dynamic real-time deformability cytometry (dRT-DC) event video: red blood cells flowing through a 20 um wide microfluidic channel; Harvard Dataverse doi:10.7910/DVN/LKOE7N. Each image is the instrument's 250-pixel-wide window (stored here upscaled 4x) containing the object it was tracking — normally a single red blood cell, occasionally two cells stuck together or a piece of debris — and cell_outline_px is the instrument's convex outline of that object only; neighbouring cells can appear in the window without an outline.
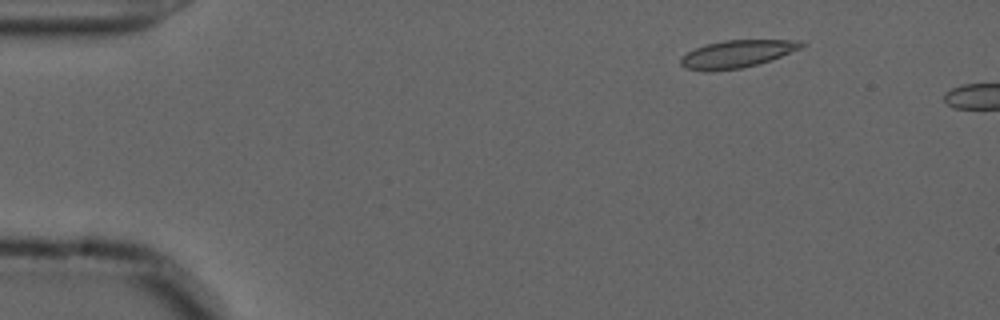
{"species": "common noctule bat (a hibernating species)", "species_latin": "Nyctalus noctula", "temperature_condition": "cold", "stored_images_in_passage": 11, "camera_frame_rate_fps": 3000, "um_per_image_px": 0.085, "animal": {"sex": "male", "forearm_length_mm": 52.5}, "frame": {"image": 1, "passage_image": 7, "time_ms": 2.0, "image_size_px": [1000, 320], "cell_outline_px": [[804, 48], [756, 64], [740, 68], [708, 72], [704, 72], [684, 68], [680, 64], [680, 60], [688, 52], [696, 48], [708, 44], [724, 40], [804, 40]], "centroid_in_image_um": [62.65, 4.59], "position_along_channel_um": 22.4, "area_um2": 19.25}}